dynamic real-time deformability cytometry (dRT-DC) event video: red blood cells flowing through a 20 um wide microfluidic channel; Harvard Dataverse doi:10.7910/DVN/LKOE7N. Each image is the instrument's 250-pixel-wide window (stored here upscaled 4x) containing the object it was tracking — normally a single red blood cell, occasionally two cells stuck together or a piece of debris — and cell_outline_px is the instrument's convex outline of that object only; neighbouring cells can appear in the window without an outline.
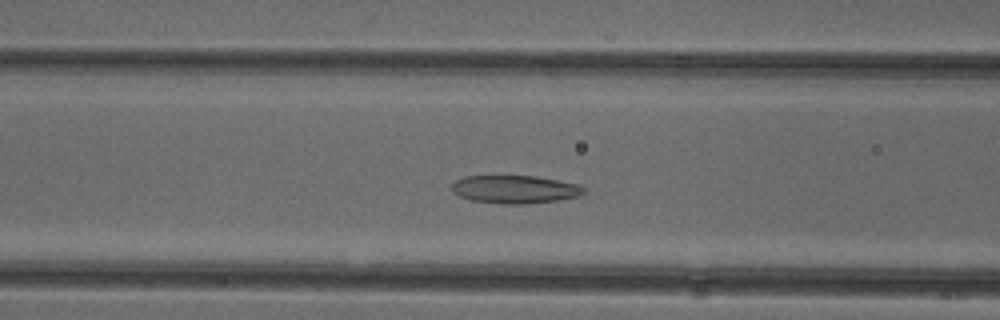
{"species": "common noctule bat (a hibernating species)", "species_latin": "Nyctalus noctula", "temperature_condition": "cold", "stored_images_in_passage": 36, "camera_frame_rate_fps": 3000, "um_per_image_px": 0.085, "animal": {"sex": "female"}, "frame": {"image": 1, "passage_image": 18, "time_ms": 5.667, "image_size_px": [1000, 320], "cell_outline_px": [[584, 192], [576, 196], [556, 200], [524, 204], [500, 204], [472, 200], [460, 196], [452, 192], [452, 184], [456, 180], [464, 176], [536, 176], [580, 184], [584, 188]], "centroid_in_image_um": [43.74, 16.09], "position_along_channel_um": 122.9, "area_um2": 21.44}}
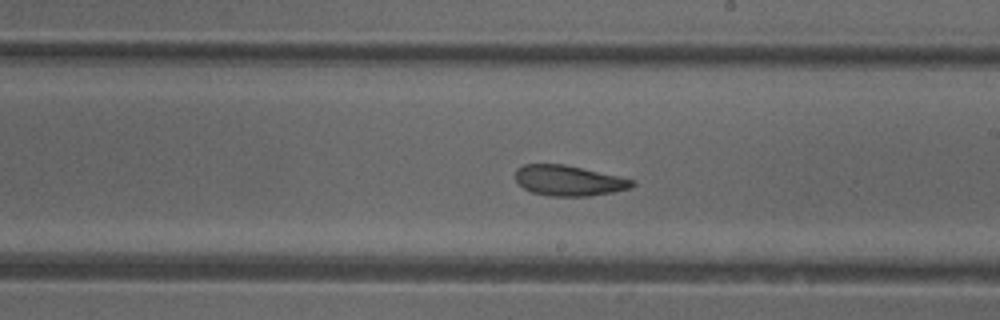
{"frame": {"image": 2, "passage_image": 27, "time_ms": 8.667, "image_size_px": [1000, 320], "cell_outline_px": [[636, 184], [632, 188], [612, 192], [588, 196], [548, 196], [532, 192], [524, 188], [516, 180], [516, 168], [524, 164], [564, 164], [636, 180]], "centroid_in_image_um": [48.36, 15.35], "position_along_channel_um": 240.6, "area_um2": 20.69}}
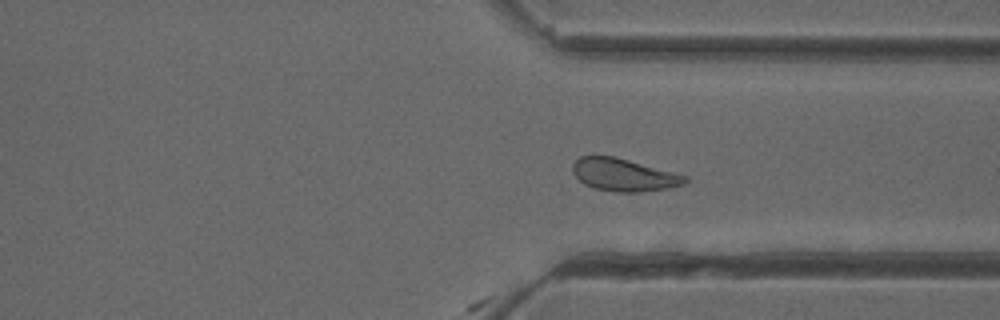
{"frame": {"image": 3, "passage_image": 36, "time_ms": 11.667, "image_size_px": [1000, 320], "cell_outline_px": [[688, 180], [684, 184], [668, 188], [640, 192], [616, 192], [596, 188], [584, 184], [572, 172], [572, 164], [580, 156], [612, 156], [628, 160], [688, 176]], "centroid_in_image_um": [53.01, 14.87], "position_along_channel_um": 358.4, "area_um2": 21.1}}